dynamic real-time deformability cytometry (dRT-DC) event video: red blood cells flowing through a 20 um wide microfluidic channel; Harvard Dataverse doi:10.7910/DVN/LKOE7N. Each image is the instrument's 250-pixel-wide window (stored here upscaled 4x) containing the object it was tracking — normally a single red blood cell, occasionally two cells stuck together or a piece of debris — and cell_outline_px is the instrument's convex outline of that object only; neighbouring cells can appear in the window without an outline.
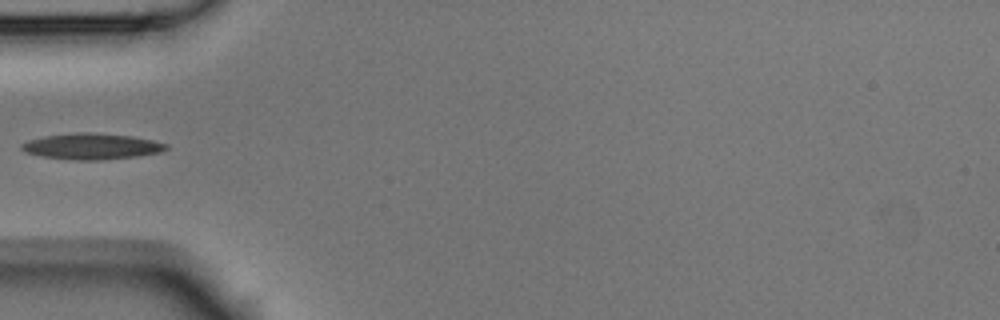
{"species": "Egyptian fruit bat (a non-hibernating species)", "species_latin": "Rousettus aegyptiacus", "temperature_condition": "room temperature", "stored_images_in_passage": 4, "camera_frame_rate_fps": 3000, "um_per_image_px": 0.085, "animal": {"sex": "male"}, "frame": {"image": 1, "passage_image": 3, "time_ms": 0.667, "image_size_px": [1000, 320], "cell_outline_px": [[168, 148], [160, 152], [136, 156], [100, 160], [76, 160], [44, 156], [24, 152], [20, 148], [20, 144], [28, 140], [44, 136], [76, 132], [92, 132], [132, 136], [152, 140], [168, 144]], "centroid_in_image_um": [7.77, 12.43], "position_along_channel_um": 77.2, "area_um2": 21.85}}
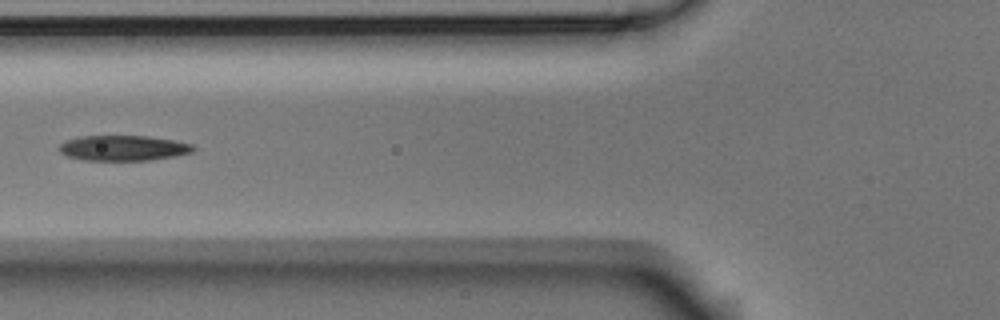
{"frame": {"image": 2, "passage_image": 4, "time_ms": 1.0, "image_size_px": [1000, 320], "cell_outline_px": [[196, 148], [192, 152], [176, 156], [148, 160], [84, 160], [68, 156], [60, 152], [60, 144], [68, 140], [80, 136], [148, 136], [172, 140], [192, 144]], "centroid_in_image_um": [10.5, 12.58], "position_along_channel_um": 115.3, "area_um2": 19.59}}